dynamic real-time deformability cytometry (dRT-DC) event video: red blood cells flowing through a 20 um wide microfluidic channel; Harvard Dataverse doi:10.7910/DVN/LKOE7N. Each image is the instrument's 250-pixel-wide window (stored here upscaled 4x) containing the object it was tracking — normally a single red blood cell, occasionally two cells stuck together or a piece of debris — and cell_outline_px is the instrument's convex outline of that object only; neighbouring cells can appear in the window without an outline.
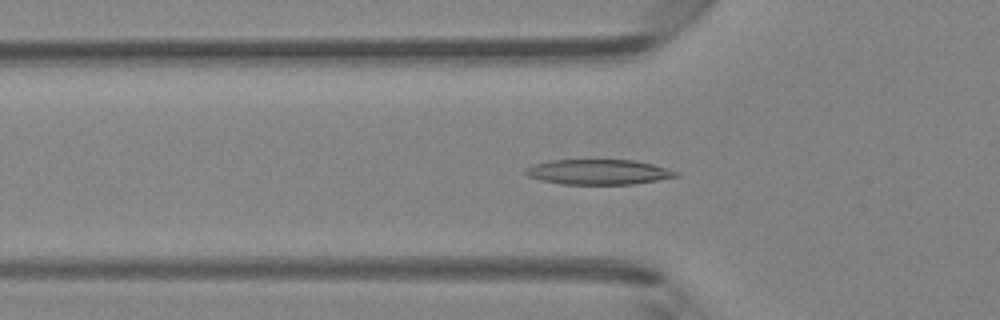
{"species": "Egyptian fruit bat (a non-hibernating species)", "species_latin": "Rousettus aegyptiacus", "temperature_condition": "room temperature", "stored_images_in_passage": 37, "segment_of_instrument_passage": [1, 2], "camera_frame_rate_fps": 3000, "um_per_image_px": 0.085, "animal": {"sex": "female"}, "frame": {"image": 1, "passage_image": 5, "time_ms": 1.333, "image_size_px": [1000, 320], "cell_outline_px": [[680, 176], [632, 184], [560, 184], [540, 180], [528, 176], [524, 172], [528, 168], [536, 164], [552, 160], [632, 160], [652, 164], [680, 172]], "centroid_in_image_um": [50.89, 14.62], "position_along_channel_um": 74.9, "area_um2": 21.79}}
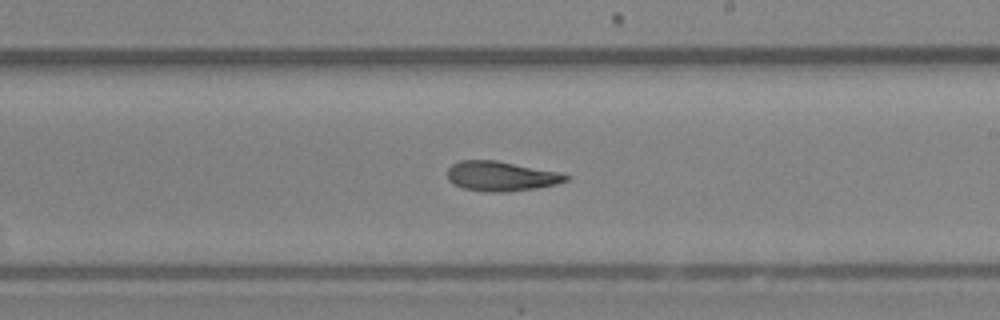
{"frame": {"image": 2, "passage_image": 17, "time_ms": 5.333, "image_size_px": [1000, 320], "cell_outline_px": [[572, 176], [568, 180], [556, 184], [536, 188], [504, 192], [488, 192], [464, 188], [448, 180], [448, 168], [452, 164], [460, 160], [496, 160], [564, 172]], "centroid_in_image_um": [42.66, 14.96], "position_along_channel_um": 246.3, "area_um2": 20.75}}
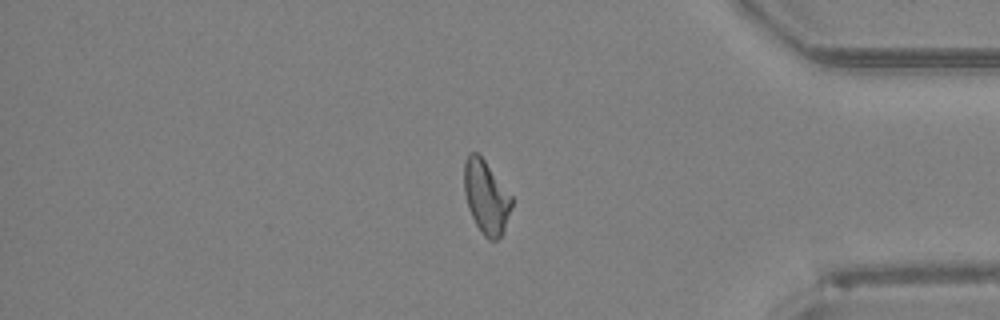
{"frame": {"image": 3, "passage_image": 29, "time_ms": 9.333, "image_size_px": [1000, 320], "cell_outline_px": [[512, 204], [504, 232], [496, 240], [488, 240], [480, 232], [468, 208], [464, 192], [464, 160], [468, 152], [476, 152], [484, 160], [512, 196]], "centroid_in_image_um": [41.3, 16.76], "position_along_channel_um": 393.9, "area_um2": 20.29}}